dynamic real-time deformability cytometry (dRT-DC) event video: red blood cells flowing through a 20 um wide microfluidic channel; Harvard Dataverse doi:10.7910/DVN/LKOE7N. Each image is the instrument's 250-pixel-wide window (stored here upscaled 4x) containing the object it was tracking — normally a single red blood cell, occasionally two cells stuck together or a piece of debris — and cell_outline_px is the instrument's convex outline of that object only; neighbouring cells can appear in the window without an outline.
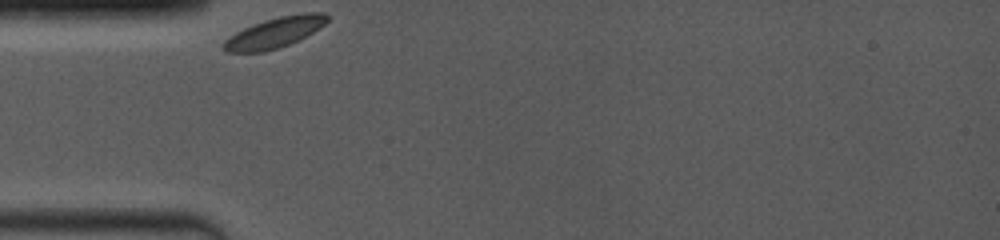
{"species": "common noctule bat (a hibernating species)", "species_latin": "Nyctalus noctula", "temperature_condition": "room temperature", "stored_images_in_passage": 7, "camera_frame_rate_fps": 4000, "um_per_image_px": 0.085, "animal": {"sex": "female", "body_mass_g": 19.0, "forearm_length_mm": 53.3}, "frame": {"image": 1, "passage_image": 1, "time_ms": 0.0, "image_size_px": [1000, 240], "cell_outline_px": [[328, 20], [320, 28], [288, 44], [264, 52], [228, 52], [220, 48], [224, 40], [236, 32], [252, 24], [264, 20], [280, 16], [304, 12], [324, 12], [328, 16]], "centroid_in_image_um": [23.31, 2.76], "position_along_channel_um": 61.7, "area_um2": 18.26}}
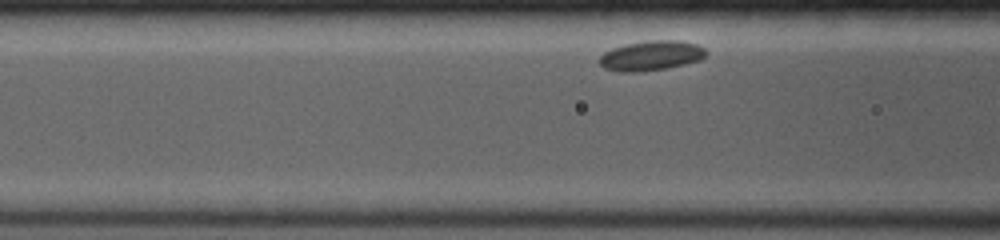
{"frame": {"image": 2, "passage_image": 5, "time_ms": 1.5, "image_size_px": [1000, 240], "cell_outline_px": [[708, 52], [700, 60], [684, 64], [664, 68], [636, 72], [620, 72], [604, 68], [600, 64], [600, 56], [604, 52], [612, 48], [628, 44], [648, 40], [680, 40], [696, 44], [704, 48]], "centroid_in_image_um": [55.35, 4.72], "position_along_channel_um": 111.3, "area_um2": 18.38}}